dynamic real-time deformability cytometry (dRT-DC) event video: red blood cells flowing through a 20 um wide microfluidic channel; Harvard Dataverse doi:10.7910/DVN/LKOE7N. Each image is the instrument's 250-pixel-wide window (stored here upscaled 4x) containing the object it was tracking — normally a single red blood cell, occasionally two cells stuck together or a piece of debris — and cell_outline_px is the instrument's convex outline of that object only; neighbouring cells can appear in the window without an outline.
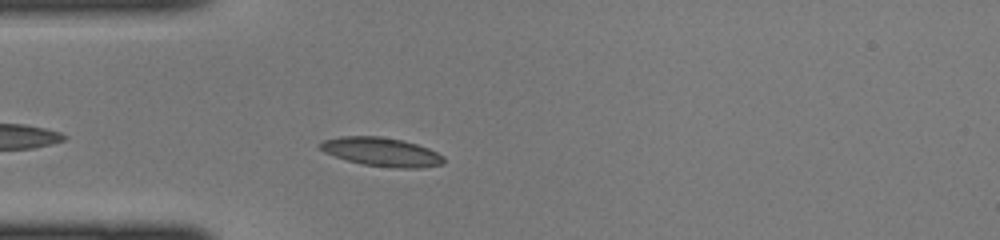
{"species": "common noctule bat (a hibernating species)", "species_latin": "Nyctalus noctula", "temperature_condition": "cold", "stored_images_in_passage": 25, "camera_frame_rate_fps": 3000, "um_per_image_px": 0.085, "animal": {"sex": "female", "body_mass_g": 22.0, "forearm_length_mm": 56.7}, "frame": {"image": 1, "passage_image": 2, "time_ms": 0.333, "image_size_px": [1000, 240], "cell_outline_px": [[444, 164], [420, 168], [396, 168], [364, 164], [348, 160], [324, 152], [316, 144], [324, 140], [340, 136], [380, 136], [400, 140], [416, 144], [428, 148], [444, 156]], "centroid_in_image_um": [32.43, 12.91], "position_along_channel_um": 52.6, "area_um2": 20.58}}
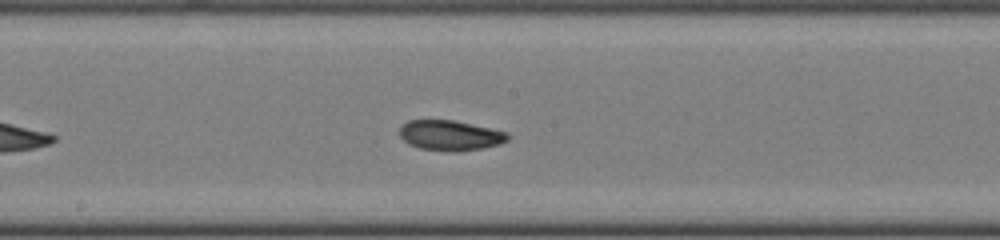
{"frame": {"image": 2, "passage_image": 13, "time_ms": 4.0, "image_size_px": [1000, 240], "cell_outline_px": [[508, 140], [500, 144], [480, 148], [456, 152], [448, 152], [420, 148], [408, 144], [400, 136], [400, 124], [408, 120], [456, 120], [508, 132]], "centroid_in_image_um": [38.24, 11.5], "position_along_channel_um": 210.0, "area_um2": 19.19}}
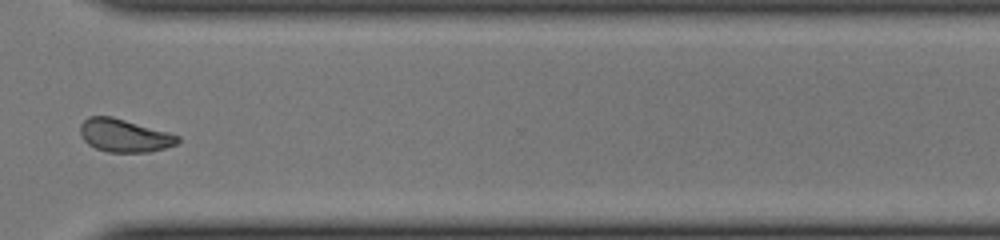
{"frame": {"image": 3, "passage_image": 23, "time_ms": 7.333, "image_size_px": [1000, 240], "cell_outline_px": [[180, 140], [176, 144], [164, 148], [148, 152], [108, 152], [96, 148], [88, 144], [80, 136], [80, 124], [88, 116], [112, 116], [168, 132], [180, 136]], "centroid_in_image_um": [10.54, 11.51], "position_along_channel_um": 360.1, "area_um2": 18.73}}